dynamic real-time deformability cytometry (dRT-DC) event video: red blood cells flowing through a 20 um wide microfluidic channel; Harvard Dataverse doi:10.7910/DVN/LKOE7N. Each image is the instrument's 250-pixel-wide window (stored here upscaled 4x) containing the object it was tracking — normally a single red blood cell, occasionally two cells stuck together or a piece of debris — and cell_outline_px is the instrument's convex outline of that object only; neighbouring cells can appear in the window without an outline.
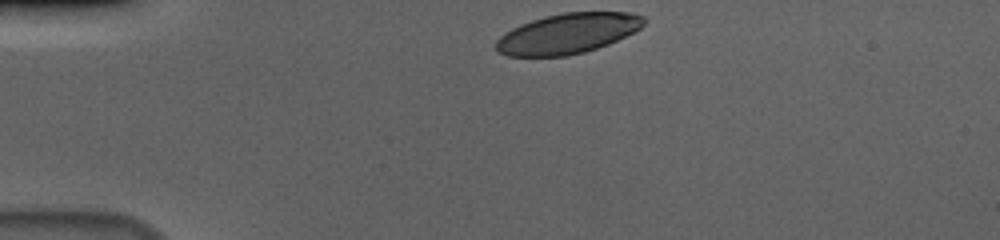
{"species": "human", "species_latin": "Homo sapiens", "temperature_condition": "cold", "stored_images_in_passage": 35, "camera_frame_rate_fps": 3000, "um_per_image_px": 0.085, "donor": {"sex": "male"}, "frame": {"image": 1, "passage_image": 1, "time_ms": 0.0, "image_size_px": [1000, 240], "cell_outline_px": [[648, 20], [640, 28], [608, 44], [584, 52], [568, 56], [508, 56], [496, 52], [496, 40], [504, 32], [520, 24], [544, 16], [564, 12], [632, 12], [644, 16]], "centroid_in_image_um": [48.24, 2.84], "position_along_channel_um": 36.8, "area_um2": 34.8}}
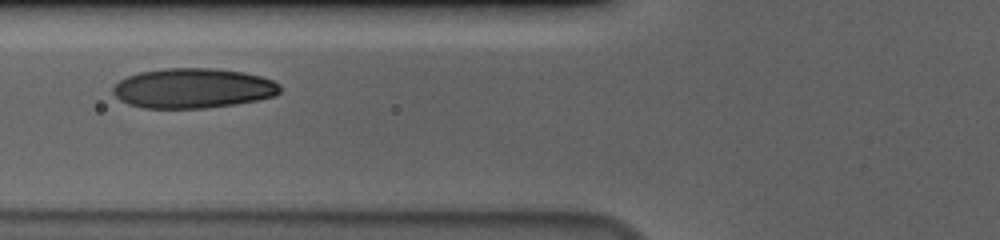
{"frame": {"image": 2, "passage_image": 11, "time_ms": 3.333, "image_size_px": [1000, 240], "cell_outline_px": [[280, 92], [276, 96], [236, 104], [204, 108], [144, 108], [128, 104], [120, 100], [112, 92], [112, 88], [120, 80], [128, 76], [140, 72], [164, 68], [212, 68], [244, 72], [260, 76], [272, 80], [280, 84]], "centroid_in_image_um": [16.41, 7.5], "position_along_channel_um": 109.4, "area_um2": 38.9}}
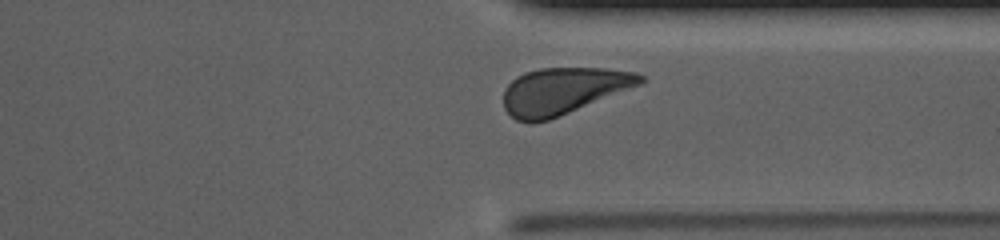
{"frame": {"image": 3, "passage_image": 32, "time_ms": 10.333, "image_size_px": [1000, 240], "cell_outline_px": [[648, 80], [640, 84], [560, 116], [548, 120], [532, 124], [516, 120], [504, 108], [504, 88], [516, 76], [524, 72], [540, 68], [604, 68], [636, 72], [644, 76]], "centroid_in_image_um": [47.85, 7.72], "position_along_channel_um": 363.5, "area_um2": 37.22}, "authors_computed_cell_mechanics": {"area_um2": 37.7434, "velocity_mm_per_s": 3.634, "shape_relaxation_time_tau1_ms": 6.5922, "shape_relaxation_time_tau2_ms": 4.0363, "deformation_change_tau1": 0.2199, "deformation_change_tau2": 0.0898}}